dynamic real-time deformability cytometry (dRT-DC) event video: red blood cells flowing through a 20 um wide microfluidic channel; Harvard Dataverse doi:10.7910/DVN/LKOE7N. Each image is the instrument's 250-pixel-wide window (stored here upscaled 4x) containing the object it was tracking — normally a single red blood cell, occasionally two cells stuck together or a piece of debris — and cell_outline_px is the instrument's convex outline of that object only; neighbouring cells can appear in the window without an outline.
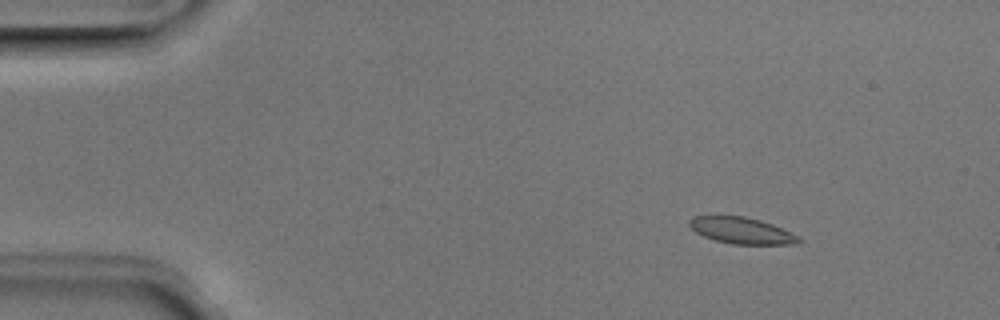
{"species": "Egyptian fruit bat (a non-hibernating species)", "species_latin": "Rousettus aegyptiacus", "temperature_condition": "room temperature", "stored_images_in_passage": 4, "camera_frame_rate_fps": 3000, "um_per_image_px": 0.085, "animal": {"sex": "male"}, "frame": {"image": 1, "passage_image": 2, "time_ms": 0.333, "image_size_px": [1000, 320], "cell_outline_px": [[804, 240], [800, 244], [732, 244], [716, 240], [704, 236], [696, 232], [688, 224], [688, 220], [692, 216], [744, 216], [760, 220], [772, 224], [800, 236]], "centroid_in_image_um": [63.08, 19.6], "position_along_channel_um": 21.9, "area_um2": 16.88}}